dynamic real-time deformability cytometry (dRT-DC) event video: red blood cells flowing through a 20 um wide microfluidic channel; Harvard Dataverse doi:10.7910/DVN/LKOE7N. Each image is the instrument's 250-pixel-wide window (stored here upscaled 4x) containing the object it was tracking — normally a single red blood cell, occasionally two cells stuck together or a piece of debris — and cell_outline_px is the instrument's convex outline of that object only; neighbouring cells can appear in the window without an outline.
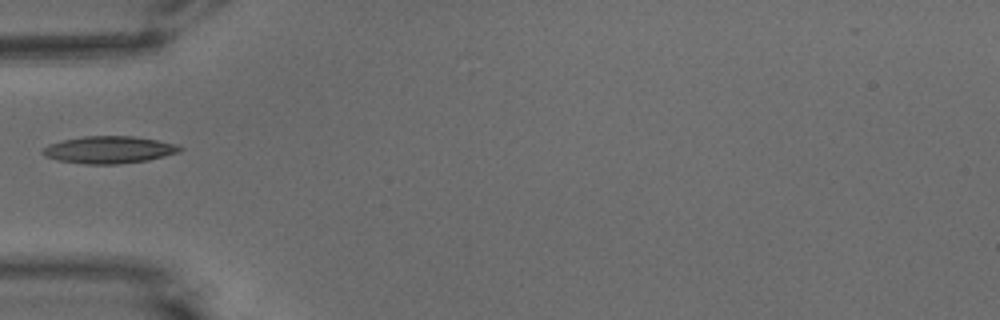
{"species": "common noctule bat (a hibernating species)", "species_latin": "Nyctalus noctula", "temperature_condition": "warm", "stored_images_in_passage": 39, "camera_frame_rate_fps": 3000, "um_per_image_px": 0.085, "animal": {"sex": "male", "body_mass_g": 15.6}, "frame": {"image": 1, "passage_image": 1, "time_ms": 0.0, "image_size_px": [1000, 320], "cell_outline_px": [[184, 148], [180, 152], [148, 160], [116, 164], [84, 164], [60, 160], [44, 156], [40, 152], [40, 148], [48, 144], [64, 140], [84, 136], [132, 136], [156, 140], [176, 144]], "centroid_in_image_um": [9.24, 12.73], "position_along_channel_um": 75.8, "area_um2": 21.73}}
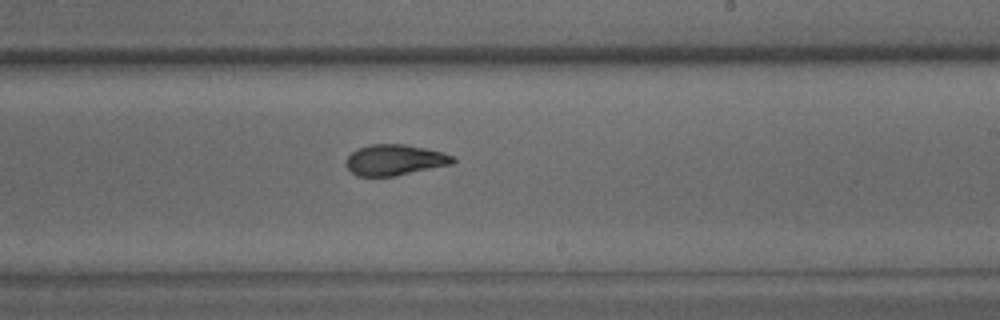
{"frame": {"image": 2, "passage_image": 16, "time_ms": 5.0, "image_size_px": [1000, 320], "cell_outline_px": [[456, 160], [452, 164], [396, 176], [356, 176], [344, 164], [348, 156], [352, 152], [368, 144], [404, 144], [444, 152], [456, 156]], "centroid_in_image_um": [33.58, 13.59], "position_along_channel_um": 255.4, "area_um2": 19.31}}
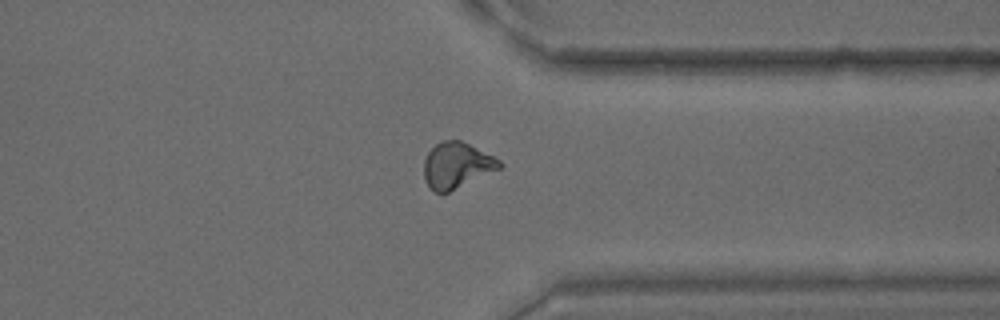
{"frame": {"image": 3, "passage_image": 26, "time_ms": 8.333, "image_size_px": [1000, 320], "cell_outline_px": [[504, 164], [500, 168], [448, 192], [436, 192], [424, 180], [424, 160], [428, 152], [436, 144], [444, 140], [460, 140], [500, 160]], "centroid_in_image_um": [38.8, 14.04], "position_along_channel_um": 372.6, "area_um2": 19.71}}